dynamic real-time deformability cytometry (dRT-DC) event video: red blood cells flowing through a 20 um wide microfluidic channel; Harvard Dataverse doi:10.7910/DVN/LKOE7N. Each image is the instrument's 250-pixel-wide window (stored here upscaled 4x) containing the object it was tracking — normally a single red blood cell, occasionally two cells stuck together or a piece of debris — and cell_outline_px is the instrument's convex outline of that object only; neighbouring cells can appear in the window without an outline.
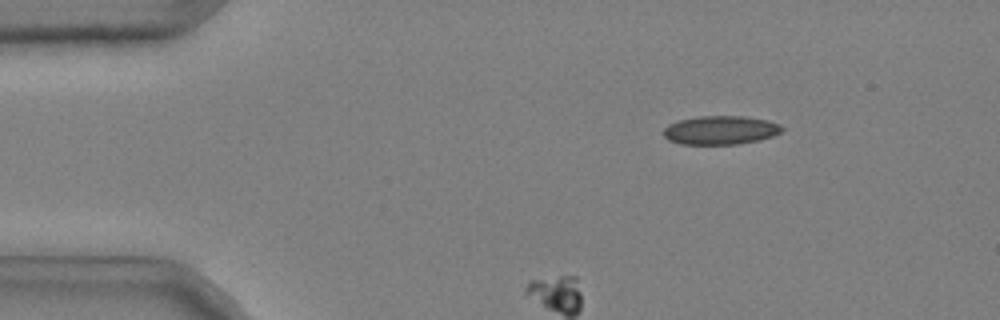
{"species": "common noctule bat (a hibernating species)", "species_latin": "Nyctalus noctula", "temperature_condition": "cold", "stored_images_in_passage": 51, "camera_frame_rate_fps": 3000, "um_per_image_px": 0.085, "animal": {"sex": "male", "body_mass_g": 20.4}, "frame": {"image": 1, "passage_image": 8, "time_ms": 2.333, "image_size_px": [1000, 320], "cell_outline_px": [[784, 128], [780, 132], [772, 136], [760, 140], [736, 144], [680, 144], [668, 140], [664, 136], [664, 128], [668, 124], [680, 120], [700, 116], [744, 116], [768, 120], [780, 124]], "centroid_in_image_um": [61.25, 11.06], "position_along_channel_um": 23.8, "area_um2": 19.83}, "authors_computed_cell_mechanics": {"area_um2": 11.6178, "velocity_mm_per_s": 3.4311, "shape_relaxation_time_tau1_ms": 0.2473, "shape_relaxation_time_tau2_ms": null, "deformation_change_tau1": 0.0134, "deformation_change_tau2": null}}